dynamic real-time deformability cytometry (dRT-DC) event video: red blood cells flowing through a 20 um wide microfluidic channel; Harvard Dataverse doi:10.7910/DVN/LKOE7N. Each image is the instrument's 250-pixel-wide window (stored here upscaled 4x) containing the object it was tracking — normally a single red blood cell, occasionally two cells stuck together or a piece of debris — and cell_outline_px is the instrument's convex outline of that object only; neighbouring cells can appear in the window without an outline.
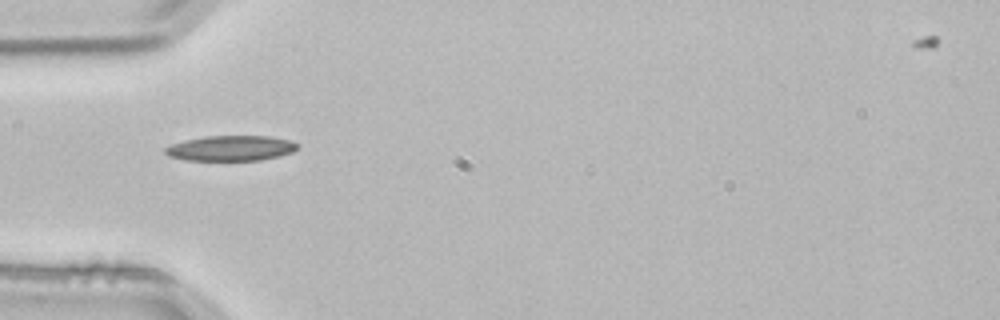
{"species": "common noctule bat (a hibernating species)", "species_latin": "Nyctalus noctula", "temperature_condition": "room temperature", "stored_images_in_passage": 4, "camera_frame_rate_fps": 3000, "um_per_image_px": 0.085, "animal": {"sex": "male", "body_mass_g": 21.5, "forearm_length_mm": 52.0}, "frame": {"image": 1, "passage_image": 3, "time_ms": 0.667, "image_size_px": [1000, 320], "cell_outline_px": [[300, 144], [292, 152], [280, 156], [260, 160], [184, 160], [168, 156], [164, 152], [164, 148], [172, 144], [184, 140], [204, 136], [268, 136], [288, 140]], "centroid_in_image_um": [19.59, 12.6], "position_along_channel_um": 65.4, "area_um2": 19.48}}